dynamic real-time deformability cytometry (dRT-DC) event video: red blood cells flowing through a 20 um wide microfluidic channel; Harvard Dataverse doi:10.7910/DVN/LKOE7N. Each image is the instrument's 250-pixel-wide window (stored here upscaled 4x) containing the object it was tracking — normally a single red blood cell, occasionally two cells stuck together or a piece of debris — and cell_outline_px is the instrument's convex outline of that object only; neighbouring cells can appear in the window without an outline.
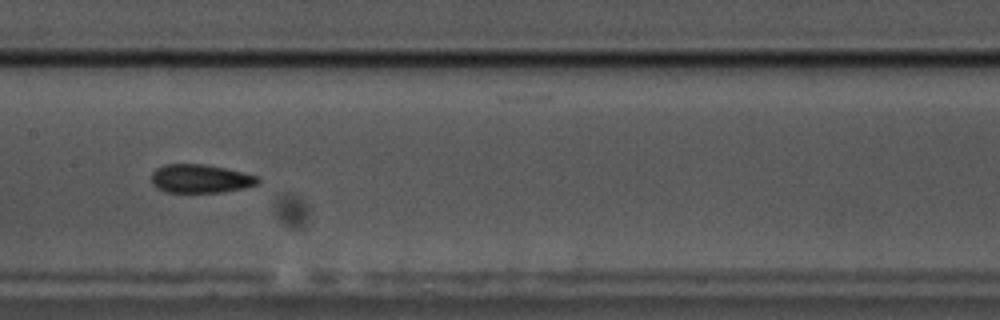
{"species": "common noctule bat (a hibernating species)", "species_latin": "Nyctalus noctula", "temperature_condition": "cold", "stored_images_in_passage": 50, "camera_frame_rate_fps": 3000, "um_per_image_px": 0.085, "animal": {"sex": "male", "body_mass_g": 17.5, "forearm_length_mm": 52.3}, "frame": {"image": 1, "passage_image": 20, "time_ms": 6.333, "image_size_px": [1000, 320], "cell_outline_px": [[260, 184], [244, 188], [224, 192], [164, 192], [156, 188], [152, 184], [152, 172], [156, 168], [164, 164], [204, 164], [224, 168], [260, 176]], "centroid_in_image_um": [17.05, 15.19], "position_along_channel_um": 190.3, "area_um2": 17.92}}
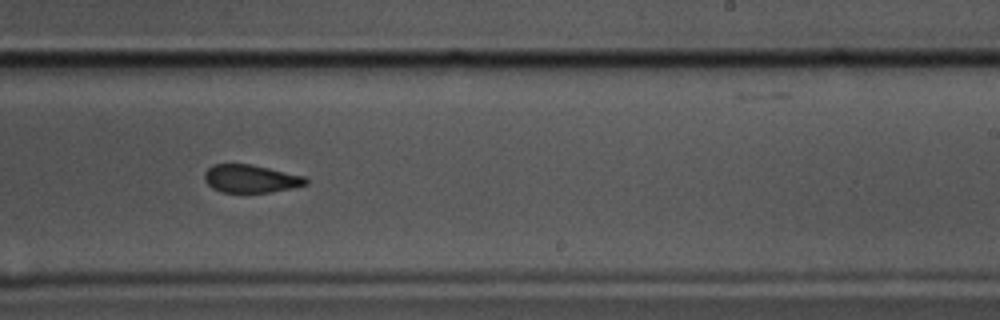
{"frame": {"image": 2, "passage_image": 27, "time_ms": 8.667, "image_size_px": [1000, 320], "cell_outline_px": [[308, 184], [292, 188], [272, 192], [220, 192], [212, 188], [204, 180], [204, 172], [212, 164], [252, 164], [304, 176], [308, 180]], "centroid_in_image_um": [21.3, 15.19], "position_along_channel_um": 267.7, "area_um2": 16.59}}
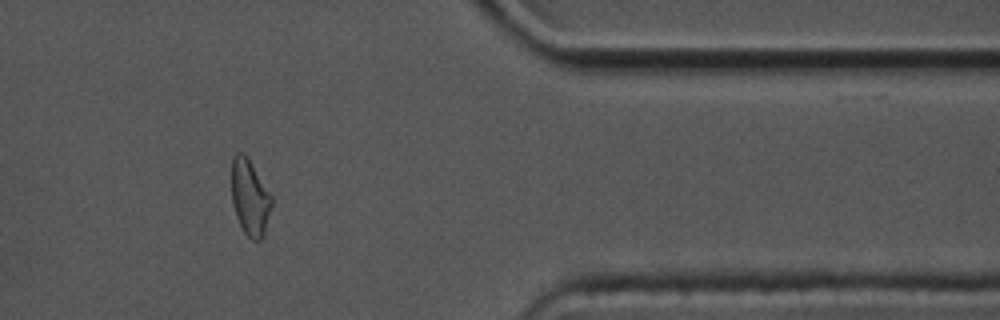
{"frame": {"image": 3, "passage_image": 40, "time_ms": 13.0, "image_size_px": [1000, 320], "cell_outline_px": [[272, 204], [264, 236], [260, 240], [252, 240], [244, 232], [236, 216], [232, 204], [232, 156], [236, 152], [244, 152], [248, 156], [272, 196]], "centroid_in_image_um": [21.24, 16.76], "position_along_channel_um": 390.2, "area_um2": 17.92}, "authors_computed_cell_mechanics": {"area_um2": 18.1492, "velocity_mm_per_s": 3.3194, "shape_relaxation_time_tau1_ms": 3.8583, "shape_relaxation_time_tau2_ms": 2.9588, "deformation_change_tau1": 0.1096, "deformation_change_tau2": 0.0971}}